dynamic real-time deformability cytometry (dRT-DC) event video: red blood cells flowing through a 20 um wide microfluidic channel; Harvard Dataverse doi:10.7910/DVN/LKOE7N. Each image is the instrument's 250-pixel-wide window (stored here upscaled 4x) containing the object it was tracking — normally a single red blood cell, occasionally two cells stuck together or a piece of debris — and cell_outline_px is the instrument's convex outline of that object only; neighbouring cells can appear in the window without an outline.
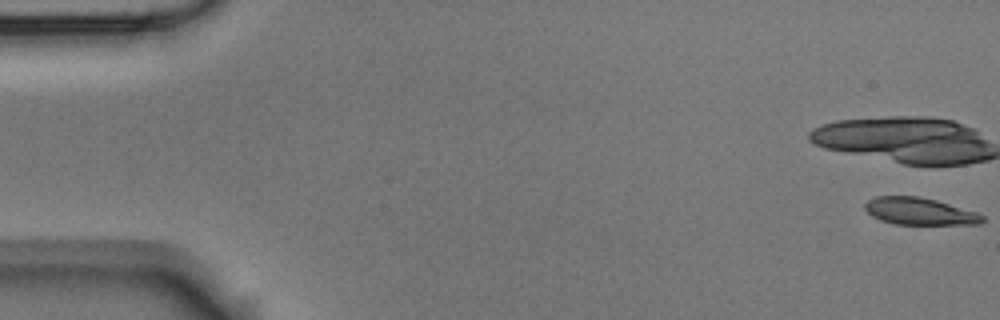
{"species": "Egyptian fruit bat (a non-hibernating species)", "species_latin": "Rousettus aegyptiacus", "temperature_condition": "room temperature", "stored_images_in_passage": 6, "camera_frame_rate_fps": 3000, "um_per_image_px": 0.085, "animal": {"sex": "male"}, "frame": {"image": 1, "passage_image": 1, "time_ms": 0.0, "image_size_px": [1000, 320], "cell_outline_px": [[984, 220], [980, 224], [896, 224], [880, 220], [872, 216], [864, 208], [864, 204], [868, 200], [876, 196], [920, 196], [936, 200], [976, 212], [984, 216]], "centroid_in_image_um": [78.14, 17.96], "position_along_channel_um": 6.9, "area_um2": 18.5}}